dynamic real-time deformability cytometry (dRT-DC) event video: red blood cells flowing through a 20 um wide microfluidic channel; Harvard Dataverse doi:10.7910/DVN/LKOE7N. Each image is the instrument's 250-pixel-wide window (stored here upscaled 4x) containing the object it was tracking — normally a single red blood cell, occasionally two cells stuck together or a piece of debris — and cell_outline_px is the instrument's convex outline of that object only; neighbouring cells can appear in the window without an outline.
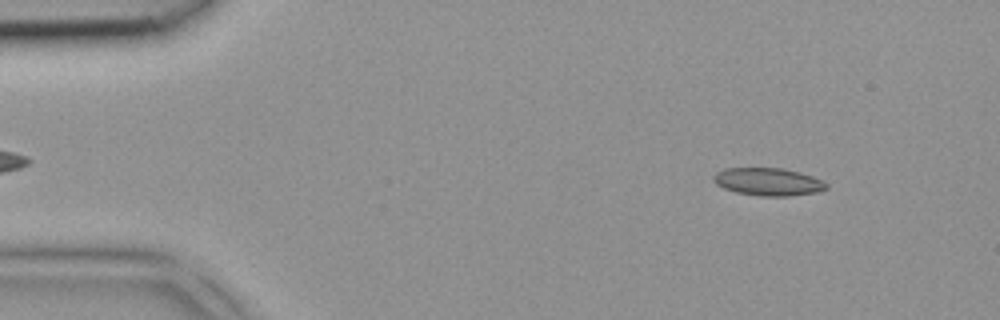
{"species": "common noctule bat (a hibernating species)", "species_latin": "Nyctalus noctula", "temperature_condition": "room temperature", "stored_images_in_passage": 4, "segment_of_instrument_passage": [1, 2], "camera_frame_rate_fps": 3000, "um_per_image_px": 0.085, "animal": {"sex": "female", "body_mass_g": 18.4}, "frame": {"image": 1, "passage_image": 1, "time_ms": 0.0, "image_size_px": [1000, 320], "cell_outline_px": [[828, 188], [816, 192], [788, 196], [760, 196], [736, 192], [724, 188], [716, 184], [712, 180], [712, 176], [716, 172], [724, 168], [780, 168], [800, 172], [824, 180], [828, 184]], "centroid_in_image_um": [65.29, 15.44], "position_along_channel_um": 19.7, "area_um2": 18.32}}
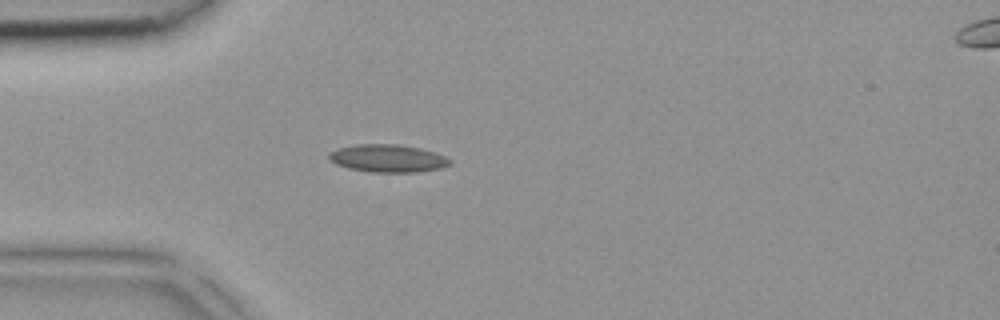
{"frame": {"image": 2, "passage_image": 3, "time_ms": 0.667, "image_size_px": [1000, 320], "cell_outline_px": [[452, 164], [440, 168], [416, 172], [372, 172], [348, 168], [336, 164], [328, 160], [328, 156], [332, 152], [340, 148], [356, 144], [396, 144], [420, 148], [444, 156], [452, 160]], "centroid_in_image_um": [32.96, 13.46], "position_along_channel_um": 52.0, "area_um2": 19.36}}